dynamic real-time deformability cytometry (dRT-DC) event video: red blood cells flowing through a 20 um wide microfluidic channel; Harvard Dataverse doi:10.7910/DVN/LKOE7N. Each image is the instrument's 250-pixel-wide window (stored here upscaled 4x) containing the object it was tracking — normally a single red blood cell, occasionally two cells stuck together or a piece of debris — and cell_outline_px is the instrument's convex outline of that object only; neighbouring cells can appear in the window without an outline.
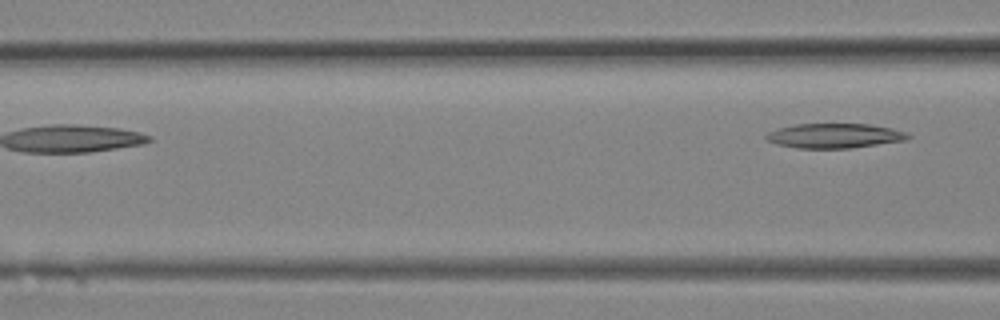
{"species": "Egyptian fruit bat (a non-hibernating species)", "species_latin": "Rousettus aegyptiacus", "temperature_condition": "room temperature", "stored_images_in_passage": 8, "segment_of_instrument_passage": [2, 2], "camera_frame_rate_fps": 3000, "um_per_image_px": 0.085, "animal": {"sex": "female"}, "frame": {"image": 1, "passage_image": 8, "time_ms": 2.333, "image_size_px": [1000, 320], "cell_outline_px": [[912, 136], [904, 140], [852, 148], [796, 148], [776, 144], [768, 140], [764, 136], [768, 132], [780, 128], [796, 124], [868, 124], [892, 128], [908, 132]], "centroid_in_image_um": [70.95, 11.54], "position_along_channel_um": 95.7, "area_um2": 20.29}}